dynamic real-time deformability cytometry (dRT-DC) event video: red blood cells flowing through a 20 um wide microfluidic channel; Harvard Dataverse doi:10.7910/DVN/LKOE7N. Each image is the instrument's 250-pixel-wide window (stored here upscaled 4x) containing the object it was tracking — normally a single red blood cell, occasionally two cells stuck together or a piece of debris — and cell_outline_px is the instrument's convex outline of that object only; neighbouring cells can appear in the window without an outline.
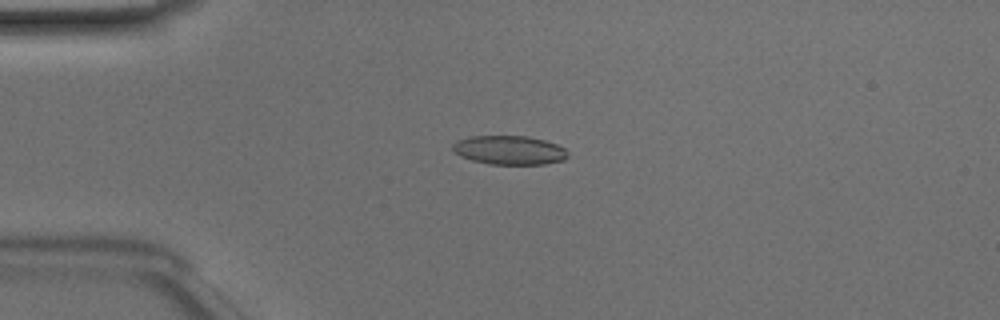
{"species": "Egyptian fruit bat (a non-hibernating species)", "species_latin": "Rousettus aegyptiacus", "temperature_condition": "room temperature", "stored_images_in_passage": 48, "camera_frame_rate_fps": 3000, "um_per_image_px": 0.085, "animal": {"sex": "male"}, "frame": {"image": 1, "passage_image": 11, "time_ms": 3.333, "image_size_px": [1000, 320], "cell_outline_px": [[568, 156], [564, 160], [544, 164], [492, 164], [472, 160], [460, 156], [452, 152], [452, 144], [456, 140], [472, 136], [528, 136], [544, 140], [556, 144], [564, 148], [568, 152]], "centroid_in_image_um": [43.27, 12.76], "position_along_channel_um": 41.7, "area_um2": 19.48}}
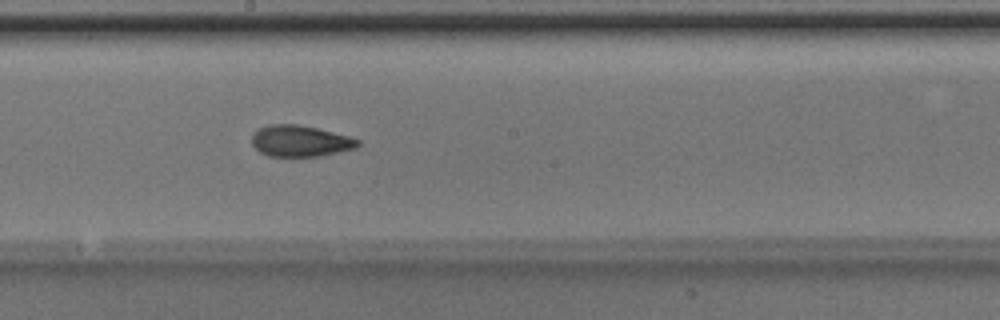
{"frame": {"image": 2, "passage_image": 26, "time_ms": 8.333, "image_size_px": [1000, 320], "cell_outline_px": [[360, 144], [356, 148], [320, 156], [268, 156], [260, 152], [252, 144], [252, 136], [260, 128], [268, 124], [296, 124], [316, 128], [348, 136], [360, 140]], "centroid_in_image_um": [25.52, 11.99], "position_along_channel_um": 222.7, "area_um2": 19.13}}
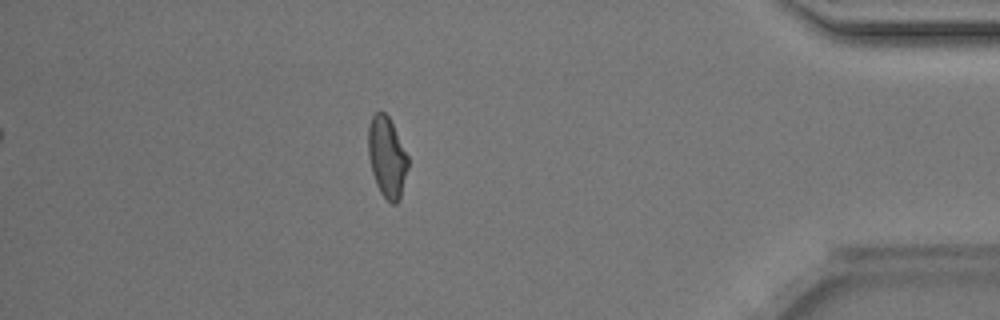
{"frame": {"image": 3, "passage_image": 42, "time_ms": 13.667, "image_size_px": [1000, 320], "cell_outline_px": [[408, 168], [400, 196], [396, 204], [392, 204], [380, 192], [376, 184], [372, 172], [368, 156], [368, 128], [372, 116], [376, 112], [384, 112], [388, 116], [408, 156]], "centroid_in_image_um": [32.88, 13.36], "position_along_channel_um": 402.3, "area_um2": 18.44}, "authors_computed_cell_mechanics": {"area_um2": 19.4208, "velocity_mm_per_s": 4.129, "shape_relaxation_time_tau1_ms": 4.3263, "shape_relaxation_time_tau2_ms": 1.9255, "deformation_change_tau1": 0.1352, "deformation_change_tau2": 0.0681}}